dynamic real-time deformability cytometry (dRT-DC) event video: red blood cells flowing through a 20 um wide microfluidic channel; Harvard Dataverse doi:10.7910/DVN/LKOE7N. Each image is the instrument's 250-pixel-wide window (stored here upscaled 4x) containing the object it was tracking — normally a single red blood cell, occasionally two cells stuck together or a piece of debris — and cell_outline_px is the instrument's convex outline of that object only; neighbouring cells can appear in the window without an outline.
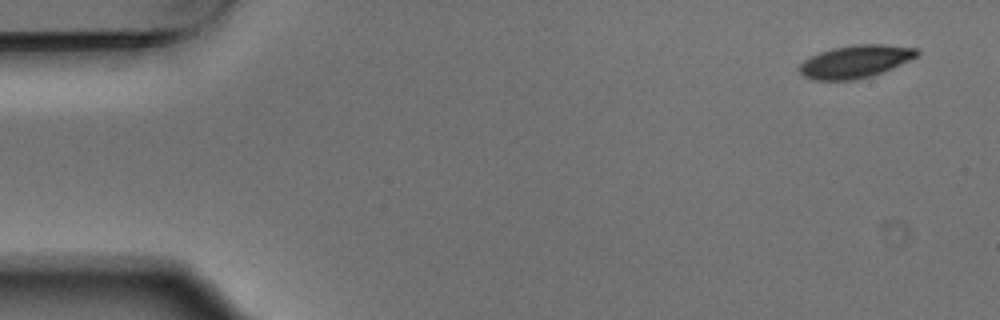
{"species": "Egyptian fruit bat (a non-hibernating species)", "species_latin": "Rousettus aegyptiacus", "temperature_condition": "warm", "stored_images_in_passage": 4, "camera_frame_rate_fps": 3000, "um_per_image_px": 0.085, "animal": {"sex": "male"}, "frame": {"image": 1, "passage_image": 1, "time_ms": 0.0, "image_size_px": [1000, 320], "cell_outline_px": [[920, 52], [916, 56], [892, 68], [872, 76], [856, 80], [812, 80], [804, 76], [800, 72], [800, 64], [804, 60], [820, 52], [832, 48], [852, 44], [884, 44], [916, 48]], "centroid_in_image_um": [72.69, 5.23], "position_along_channel_um": 12.3, "area_um2": 22.31}}
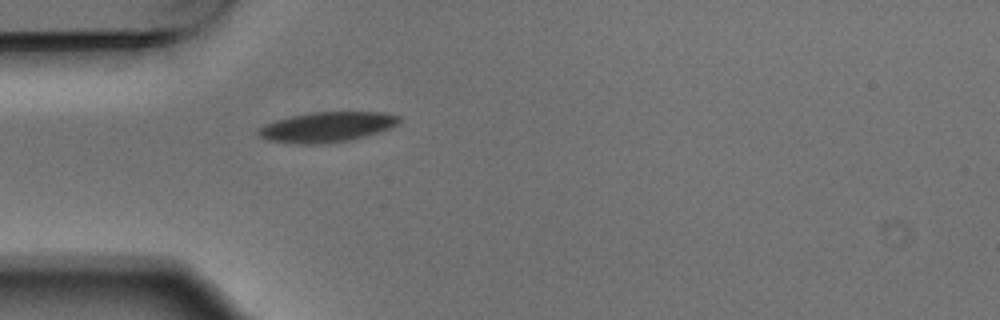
{"frame": {"image": 2, "passage_image": 4, "time_ms": 1.0, "image_size_px": [1000, 320], "cell_outline_px": [[400, 120], [396, 124], [388, 128], [364, 136], [348, 140], [324, 144], [296, 144], [268, 140], [260, 136], [256, 132], [264, 124], [276, 120], [292, 116], [312, 112], [384, 112], [400, 116]], "centroid_in_image_um": [27.75, 10.79], "position_along_channel_um": 57.2, "area_um2": 24.45}}